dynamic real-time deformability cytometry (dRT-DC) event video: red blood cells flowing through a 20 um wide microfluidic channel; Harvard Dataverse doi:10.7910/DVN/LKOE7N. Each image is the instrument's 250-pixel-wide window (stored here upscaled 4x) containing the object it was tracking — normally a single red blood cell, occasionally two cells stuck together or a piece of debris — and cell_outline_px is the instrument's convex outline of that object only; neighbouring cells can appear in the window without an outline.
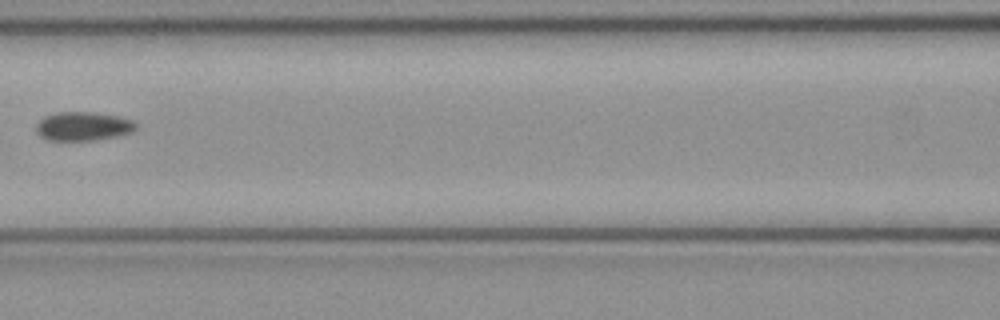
{"species": "common noctule bat (a hibernating species)", "species_latin": "Nyctalus noctula", "temperature_condition": "cold", "stored_images_in_passage": 7, "camera_frame_rate_fps": 3000, "um_per_image_px": 0.085, "animal": {"sex": "female", "body_mass_g": 21.9}, "frame": {"image": 1, "passage_image": 7, "time_ms": 2.0, "image_size_px": [1000, 320], "cell_outline_px": [[136, 128], [132, 132], [116, 136], [92, 140], [48, 140], [40, 136], [36, 132], [36, 124], [44, 116], [60, 112], [92, 112], [116, 116], [132, 120], [136, 124]], "centroid_in_image_um": [7.04, 10.73], "position_along_channel_um": 159.6, "area_um2": 16.59}}